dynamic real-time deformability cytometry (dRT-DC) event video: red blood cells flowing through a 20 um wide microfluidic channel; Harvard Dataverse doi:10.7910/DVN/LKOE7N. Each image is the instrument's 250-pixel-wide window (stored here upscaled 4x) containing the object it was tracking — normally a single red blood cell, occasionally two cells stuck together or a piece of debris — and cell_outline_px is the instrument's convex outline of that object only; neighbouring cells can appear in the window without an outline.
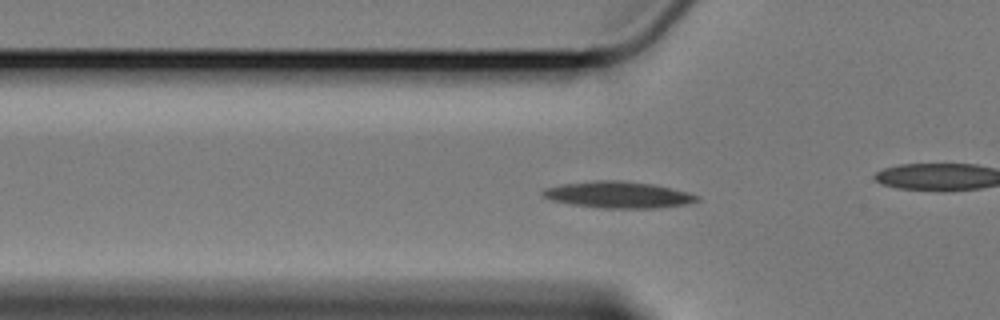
{"species": "Egyptian fruit bat (a non-hibernating species)", "species_latin": "Rousettus aegyptiacus", "temperature_condition": "cold", "stored_images_in_passage": 55, "camera_frame_rate_fps": 3000, "um_per_image_px": 0.085, "animal": {"sex": "female"}, "frame": {"image": 1, "passage_image": 19, "time_ms": 6.0, "image_size_px": [1000, 320], "cell_outline_px": [[700, 200], [688, 204], [660, 208], [600, 208], [572, 204], [552, 200], [544, 196], [540, 192], [544, 188], [564, 184], [600, 180], [616, 180], [652, 184], [700, 196]], "centroid_in_image_um": [52.56, 16.57], "position_along_channel_um": 73.2, "area_um2": 23.52}}
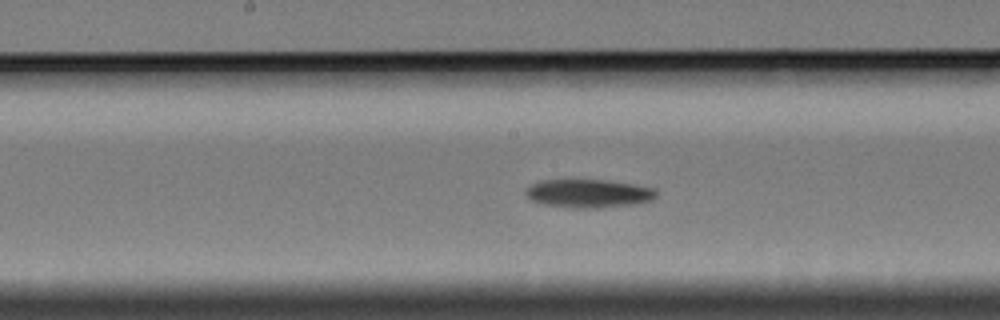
{"frame": {"image": 2, "passage_image": 30, "time_ms": 9.667, "image_size_px": [1000, 320], "cell_outline_px": [[656, 196], [652, 200], [640, 204], [600, 208], [572, 208], [544, 204], [532, 200], [524, 192], [532, 184], [544, 180], [604, 180], [632, 184], [656, 188]], "centroid_in_image_um": [50.09, 16.46], "position_along_channel_um": 198.1, "area_um2": 21.62}}
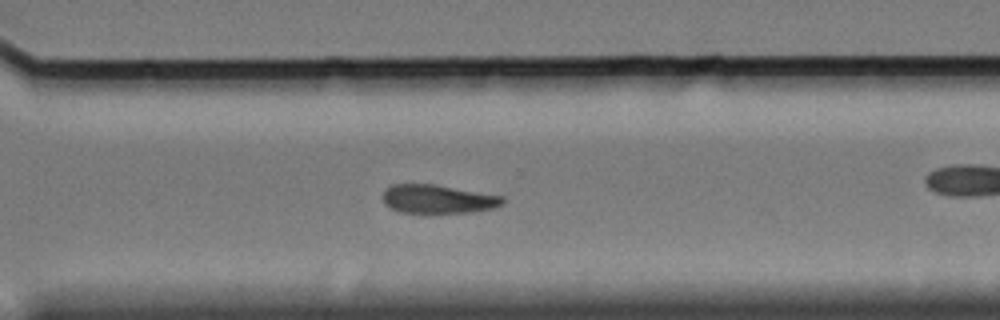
{"frame": {"image": 3, "passage_image": 42, "time_ms": 13.667, "image_size_px": [1000, 320], "cell_outline_px": [[504, 200], [500, 204], [492, 208], [472, 212], [428, 216], [400, 212], [384, 204], [384, 192], [392, 184], [432, 184], [504, 196]], "centroid_in_image_um": [37.2, 16.97], "position_along_channel_um": 333.4, "area_um2": 20.58}, "authors_computed_cell_mechanics": {"area_um2": 20.9814, "velocity_mm_per_s": 3.3884, "shape_relaxation_time_tau1_ms": 8.0773, "shape_relaxation_time_tau2_ms": null, "deformation_change_tau1": 0.1738, "deformation_change_tau2": null}}